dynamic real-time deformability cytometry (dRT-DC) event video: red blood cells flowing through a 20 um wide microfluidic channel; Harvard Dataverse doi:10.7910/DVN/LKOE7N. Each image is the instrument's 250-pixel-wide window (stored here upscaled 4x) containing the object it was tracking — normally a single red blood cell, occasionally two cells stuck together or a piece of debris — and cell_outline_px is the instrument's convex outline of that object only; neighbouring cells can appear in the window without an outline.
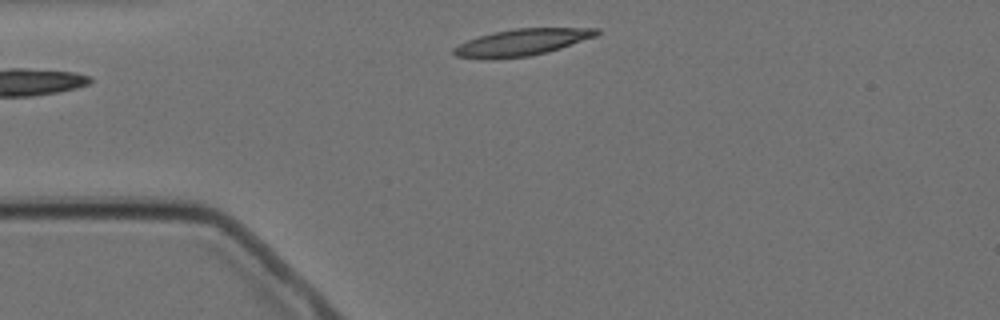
{"species": "Egyptian fruit bat (a non-hibernating species)", "species_latin": "Rousettus aegyptiacus", "temperature_condition": "cold", "stored_images_in_passage": 6, "camera_frame_rate_fps": 3000, "um_per_image_px": 0.085, "animal": {"sex": "female"}, "frame": {"image": 1, "passage_image": 1, "time_ms": 0.0, "image_size_px": [1000, 320], "cell_outline_px": [[600, 32], [596, 36], [548, 52], [528, 56], [492, 60], [456, 56], [452, 52], [452, 48], [468, 40], [480, 36], [496, 32], [516, 28], [600, 28]], "centroid_in_image_um": [44.35, 3.61], "position_along_channel_um": 40.6, "area_um2": 22.14}}
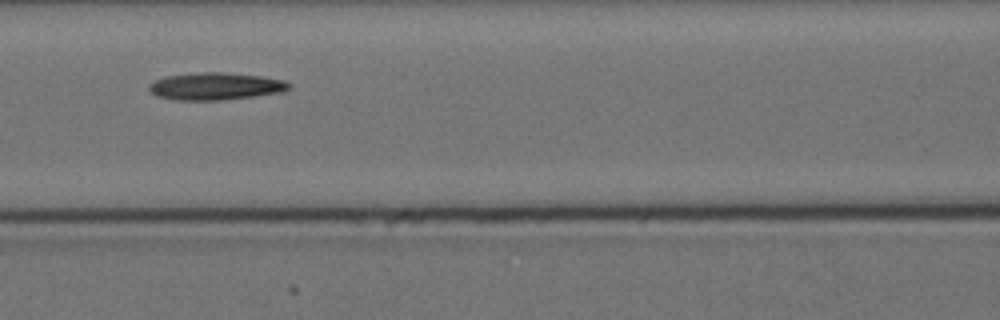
{"frame": {"image": 2, "passage_image": 4, "time_ms": 3.667, "image_size_px": [1000, 320], "cell_outline_px": [[292, 88], [280, 92], [252, 96], [220, 100], [176, 100], [156, 96], [148, 88], [148, 84], [164, 76], [200, 72], [224, 72], [260, 76], [284, 80], [292, 84]], "centroid_in_image_um": [18.31, 7.32], "position_along_channel_um": 148.3, "area_um2": 22.25}}
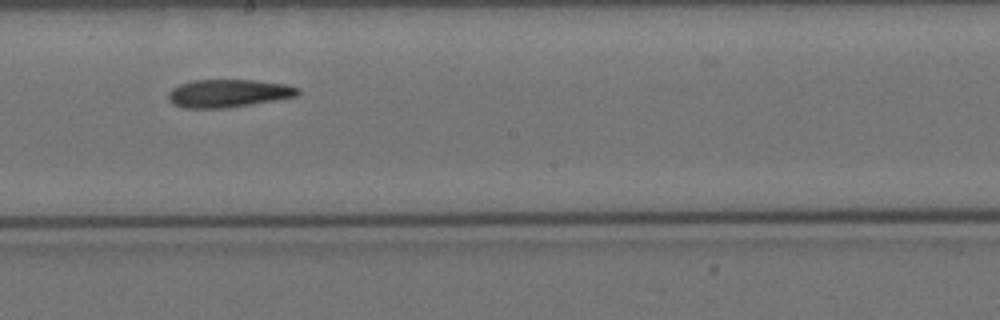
{"frame": {"image": 3, "passage_image": 6, "time_ms": 6.0, "image_size_px": [1000, 320], "cell_outline_px": [[300, 92], [296, 96], [224, 108], [184, 108], [172, 104], [168, 100], [168, 92], [172, 88], [180, 84], [192, 80], [252, 80], [284, 84], [300, 88]], "centroid_in_image_um": [19.34, 7.92], "position_along_channel_um": 228.9, "area_um2": 20.87}}